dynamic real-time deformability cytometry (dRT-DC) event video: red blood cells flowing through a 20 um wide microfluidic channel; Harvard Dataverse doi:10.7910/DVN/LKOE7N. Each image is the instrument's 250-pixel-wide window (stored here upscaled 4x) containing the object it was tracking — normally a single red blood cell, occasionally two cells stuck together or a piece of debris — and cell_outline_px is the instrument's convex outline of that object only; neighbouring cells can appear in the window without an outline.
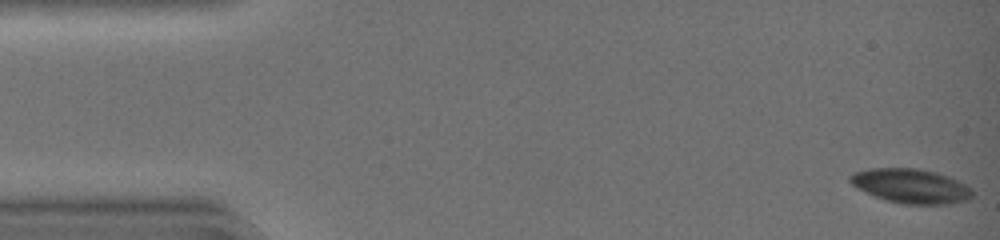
{"species": "common noctule bat (a hibernating species)", "species_latin": "Nyctalus noctula", "temperature_condition": "warm", "stored_images_in_passage": 31, "camera_frame_rate_fps": 3000, "um_per_image_px": 0.085, "animal": {"sex": "female", "body_mass_g": 19.0, "forearm_length_mm": 51.5}, "frame": {"image": 1, "passage_image": 1, "time_ms": 0.0, "image_size_px": [1000, 240], "cell_outline_px": [[972, 196], [968, 200], [948, 204], [904, 204], [884, 200], [852, 184], [848, 180], [848, 176], [852, 172], [872, 168], [916, 168], [936, 172], [948, 176], [972, 188]], "centroid_in_image_um": [77.43, 15.8], "position_along_channel_um": 7.6, "area_um2": 24.39}}
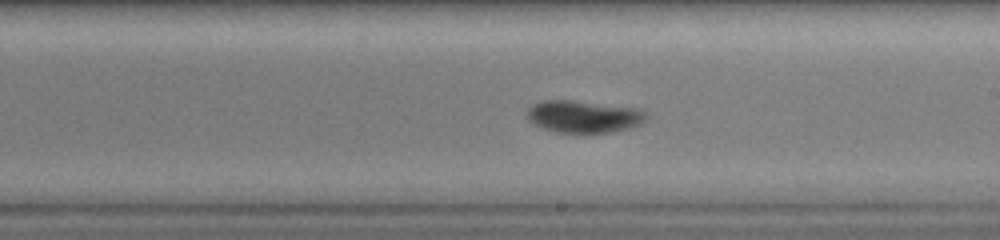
{"frame": {"image": 2, "passage_image": 27, "time_ms": 8.667, "image_size_px": [1000, 240], "cell_outline_px": [[648, 120], [632, 128], [612, 132], [556, 132], [544, 128], [528, 120], [524, 112], [532, 104], [540, 100], [576, 100], [640, 108], [648, 116]], "centroid_in_image_um": [49.63, 9.88], "position_along_channel_um": 239.4, "area_um2": 22.77}}
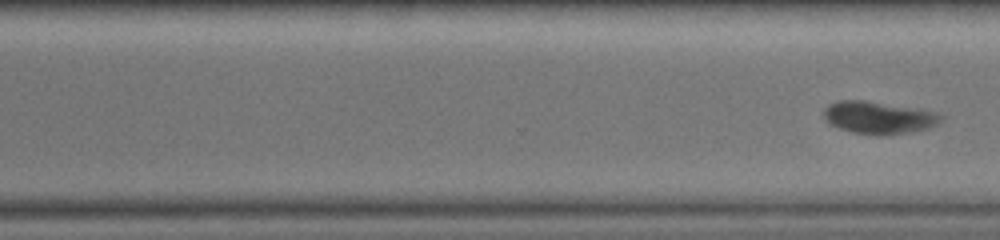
{"frame": {"image": 3, "passage_image": 31, "time_ms": 10.0, "image_size_px": [1000, 240], "cell_outline_px": [[944, 116], [936, 124], [928, 128], [912, 132], [880, 136], [852, 132], [840, 128], [832, 124], [824, 116], [824, 108], [828, 104], [836, 100], [864, 100], [936, 112]], "centroid_in_image_um": [74.67, 10.0], "position_along_channel_um": 295.9, "area_um2": 21.91}}